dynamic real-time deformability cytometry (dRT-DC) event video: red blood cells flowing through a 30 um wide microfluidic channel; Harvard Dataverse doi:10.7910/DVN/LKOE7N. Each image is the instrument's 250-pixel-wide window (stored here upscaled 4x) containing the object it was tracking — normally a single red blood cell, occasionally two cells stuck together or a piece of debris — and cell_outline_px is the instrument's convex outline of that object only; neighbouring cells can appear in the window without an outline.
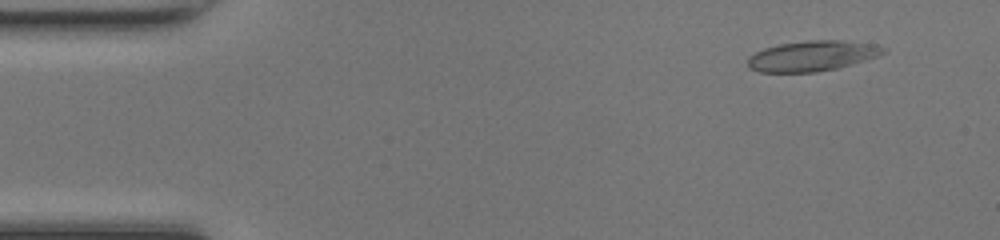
{"species": "common noctule bat (a hibernating species)", "species_latin": "Nyctalus noctula", "temperature_condition": "room temperature", "stored_images_in_passage": 48, "camera_frame_rate_fps": 3000, "um_per_image_px": 0.085, "animal": {"sex": "female", "body_mass_g": 17.0, "forearm_length_mm": 48.0}, "frame": {"image": 1, "passage_image": 4, "time_ms": 1.0, "image_size_px": [1000, 240], "cell_outline_px": [[888, 48], [880, 56], [836, 68], [816, 72], [760, 72], [748, 68], [748, 56], [764, 48], [780, 44], [808, 40], [840, 40], [876, 44]], "centroid_in_image_um": [69.05, 4.75], "position_along_channel_um": 16.0, "area_um2": 24.04}}
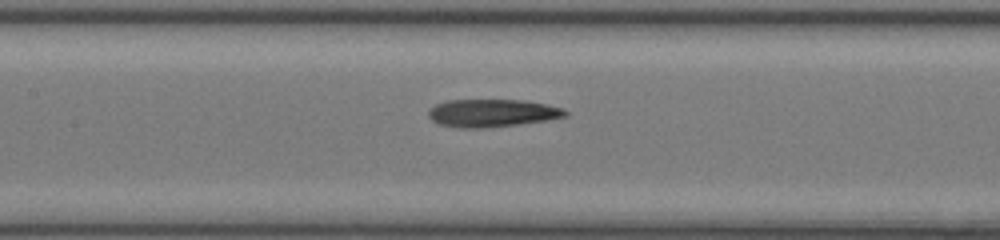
{"frame": {"image": 2, "passage_image": 22, "time_ms": 7.0, "image_size_px": [1000, 240], "cell_outline_px": [[568, 116], [548, 120], [484, 128], [460, 128], [440, 124], [432, 120], [428, 116], [428, 112], [436, 104], [448, 100], [524, 100], [548, 104], [564, 108], [568, 112]], "centroid_in_image_um": [41.87, 9.6], "position_along_channel_um": 165.5, "area_um2": 22.14}}
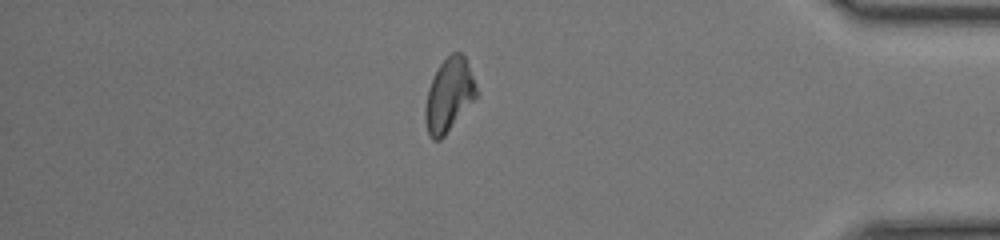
{"frame": {"image": 3, "passage_image": 41, "time_ms": 13.333, "image_size_px": [1000, 240], "cell_outline_px": [[480, 92], [444, 136], [440, 140], [432, 140], [428, 132], [424, 116], [424, 108], [428, 88], [440, 64], [452, 52], [460, 52], [464, 56]], "centroid_in_image_um": [38.16, 8.08], "position_along_channel_um": 397.0, "area_um2": 21.68}, "authors_computed_cell_mechanics": {"area_um2": 22.831, "velocity_mm_per_s": 4.249, "shape_relaxation_time_tau1_ms": 5.706, "shape_relaxation_time_tau2_ms": 3.9449, "deformation_change_tau1": 0.1511, "deformation_change_tau2": 0.1165}}